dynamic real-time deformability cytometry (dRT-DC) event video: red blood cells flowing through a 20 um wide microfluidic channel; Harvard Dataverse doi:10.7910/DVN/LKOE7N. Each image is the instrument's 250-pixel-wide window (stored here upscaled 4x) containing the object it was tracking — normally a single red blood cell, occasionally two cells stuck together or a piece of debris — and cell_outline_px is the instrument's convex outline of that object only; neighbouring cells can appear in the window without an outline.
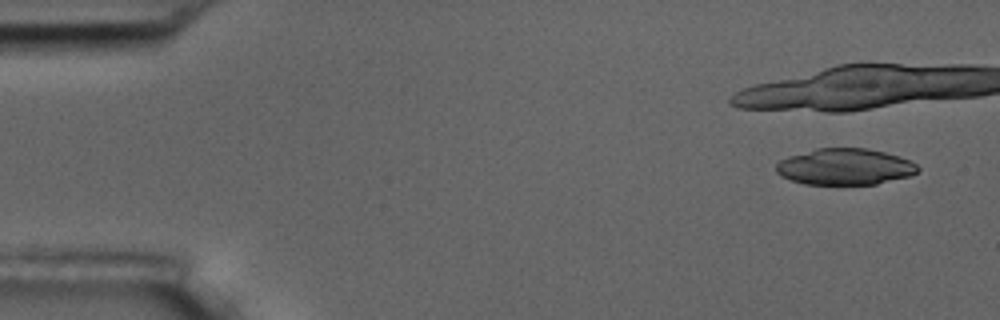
{"species": "common noctule bat (a hibernating species)", "species_latin": "Nyctalus noctula", "temperature_condition": "room temperature", "stored_images_in_passage": 5, "camera_frame_rate_fps": 3000, "um_per_image_px": 0.085, "animal": {"sex": "male", "body_mass_g": 17.5, "forearm_length_mm": 52.3}, "frame": {"image": 1, "passage_image": 1, "time_ms": 0.0, "image_size_px": [1000, 320], "cell_outline_px": [[920, 168], [916, 172], [908, 176], [876, 184], [804, 184], [780, 176], [776, 172], [776, 164], [780, 160], [788, 156], [816, 148], [868, 148], [900, 156], [916, 164]], "centroid_in_image_um": [71.79, 14.16], "position_along_channel_um": 13.2, "area_um2": 29.94}}